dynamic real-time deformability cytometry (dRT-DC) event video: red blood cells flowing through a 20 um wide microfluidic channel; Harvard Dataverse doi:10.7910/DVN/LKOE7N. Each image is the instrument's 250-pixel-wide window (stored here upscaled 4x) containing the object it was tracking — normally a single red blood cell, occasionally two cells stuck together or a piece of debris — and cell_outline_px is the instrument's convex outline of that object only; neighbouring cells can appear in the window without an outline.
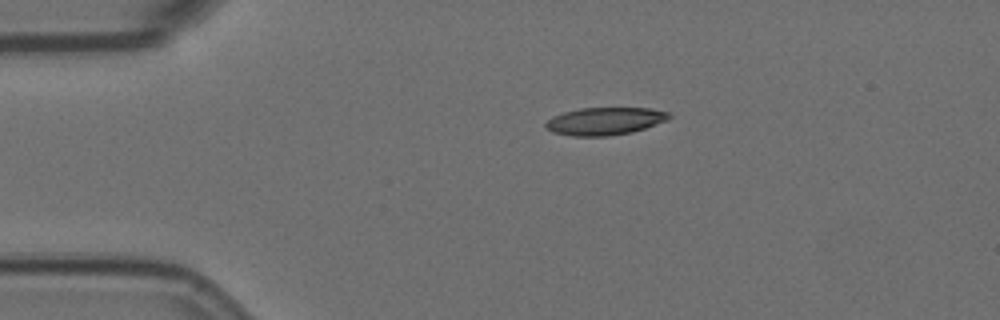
{"species": "Egyptian fruit bat (a non-hibernating species)", "species_latin": "Rousettus aegyptiacus", "temperature_condition": "room temperature", "stored_images_in_passage": 46, "camera_frame_rate_fps": 3000, "um_per_image_px": 0.085, "animal": {"sex": "female"}, "frame": {"image": 1, "passage_image": 1, "time_ms": 0.0, "image_size_px": [1000, 320], "cell_outline_px": [[672, 116], [668, 120], [632, 132], [608, 136], [572, 136], [552, 132], [544, 124], [552, 116], [564, 112], [580, 108], [652, 108], [672, 112]], "centroid_in_image_um": [51.45, 10.29], "position_along_channel_um": 33.5, "area_um2": 19.94}}
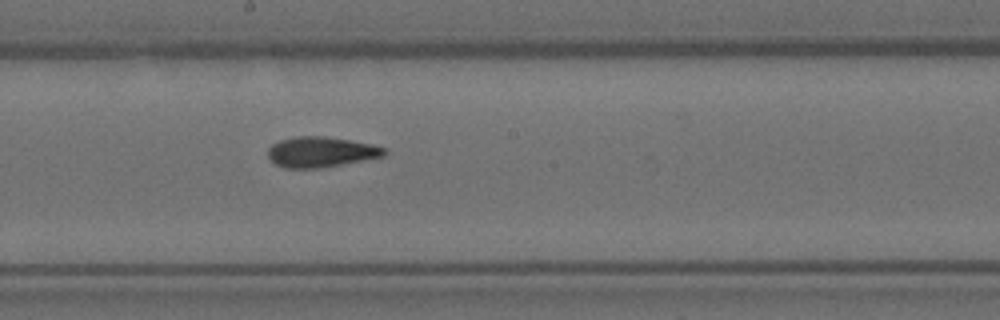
{"frame": {"image": 2, "passage_image": 20, "time_ms": 6.333, "image_size_px": [1000, 320], "cell_outline_px": [[388, 152], [384, 156], [340, 164], [316, 168], [284, 168], [276, 164], [268, 156], [268, 148], [272, 144], [280, 140], [296, 136], [324, 136], [372, 144], [384, 148]], "centroid_in_image_um": [27.25, 12.91], "position_along_channel_um": 220.9, "area_um2": 20.35}}
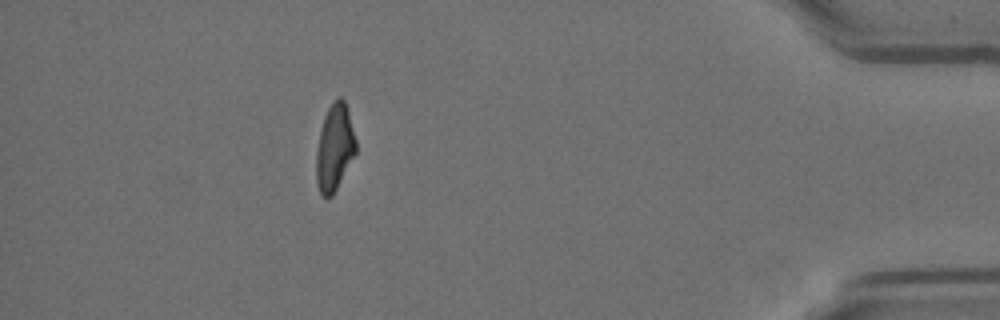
{"frame": {"image": 3, "passage_image": 40, "time_ms": 13.0, "image_size_px": [1000, 320], "cell_outline_px": [[356, 152], [332, 196], [324, 196], [320, 192], [316, 180], [316, 152], [320, 132], [324, 116], [328, 108], [340, 96], [344, 100], [348, 112], [356, 140]], "centroid_in_image_um": [28.43, 12.55], "position_along_channel_um": 406.8, "area_um2": 19.54}, "authors_computed_cell_mechanics": {"area_um2": 20.5479, "velocity_mm_per_s": 3.5921, "shape_relaxation_time_tau1_ms": 8.9914, "shape_relaxation_time_tau2_ms": 2.5171, "deformation_change_tau1": 0.2442, "deformation_change_tau2": 0.1098}}